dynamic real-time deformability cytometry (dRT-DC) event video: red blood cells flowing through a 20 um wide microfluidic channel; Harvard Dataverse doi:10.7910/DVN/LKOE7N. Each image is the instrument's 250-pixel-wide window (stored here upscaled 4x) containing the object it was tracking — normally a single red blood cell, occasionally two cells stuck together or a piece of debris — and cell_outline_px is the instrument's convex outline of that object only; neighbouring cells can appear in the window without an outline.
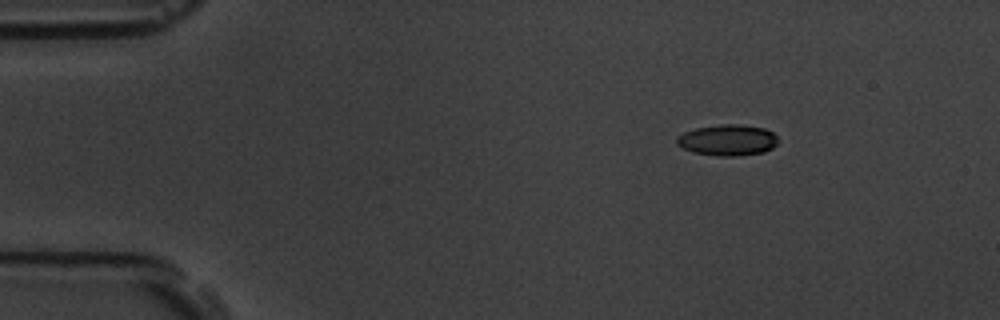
{"species": "common noctule bat (a hibernating species)", "species_latin": "Nyctalus noctula", "temperature_condition": "room temperature", "stored_images_in_passage": 4, "camera_frame_rate_fps": 3000, "um_per_image_px": 0.085, "animal": {"sex": "male", "body_mass_g": 19.5, "forearm_length_mm": 54.6}, "frame": {"image": 1, "passage_image": 2, "time_ms": 0.333, "image_size_px": [1000, 320], "cell_outline_px": [[776, 144], [772, 148], [764, 152], [736, 156], [720, 156], [692, 152], [676, 144], [676, 136], [684, 132], [696, 128], [720, 124], [740, 124], [764, 128], [772, 132], [776, 136]], "centroid_in_image_um": [61.82, 11.9], "position_along_channel_um": 23.2, "area_um2": 18.32}}